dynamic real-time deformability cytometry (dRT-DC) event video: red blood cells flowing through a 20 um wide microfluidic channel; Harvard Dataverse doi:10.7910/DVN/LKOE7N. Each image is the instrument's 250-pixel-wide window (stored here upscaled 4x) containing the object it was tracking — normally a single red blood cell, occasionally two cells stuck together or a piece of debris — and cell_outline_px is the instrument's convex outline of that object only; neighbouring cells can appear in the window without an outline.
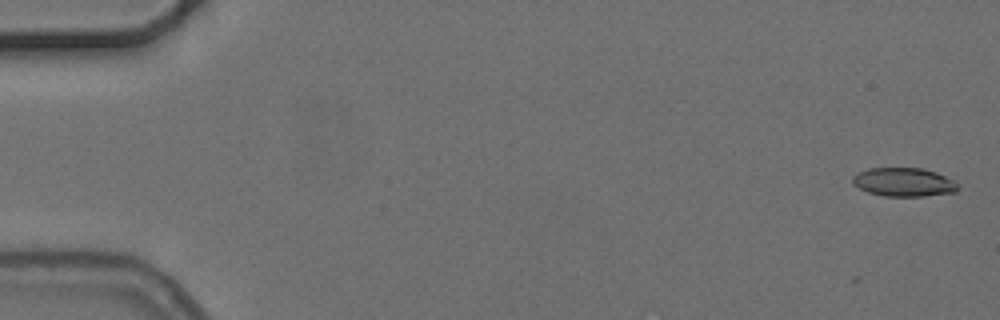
{"species": "common noctule bat (a hibernating species)", "species_latin": "Nyctalus noctula", "temperature_condition": "cold", "stored_images_in_passage": 5, "camera_frame_rate_fps": 3000, "um_per_image_px": 0.085, "animal": {"sex": "female", "body_mass_g": 24.6, "forearm_length_mm": 56.2}, "frame": {"image": 1, "passage_image": 1, "time_ms": 0.0, "image_size_px": [1000, 320], "cell_outline_px": [[960, 188], [956, 192], [924, 196], [884, 196], [868, 192], [852, 184], [852, 176], [868, 168], [924, 168], [936, 172], [952, 180]], "centroid_in_image_um": [76.81, 15.48], "position_along_channel_um": 8.2, "area_um2": 17.57}}
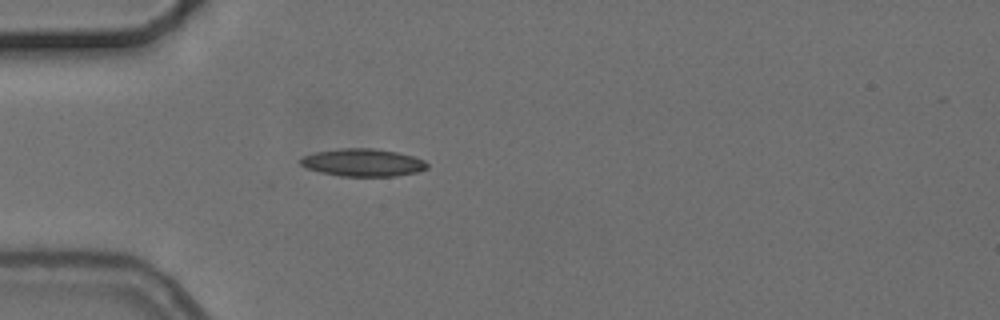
{"frame": {"image": 2, "passage_image": 5, "time_ms": 5.0, "image_size_px": [1000, 320], "cell_outline_px": [[428, 168], [416, 172], [396, 176], [340, 176], [320, 172], [308, 168], [300, 164], [300, 160], [304, 156], [316, 152], [340, 148], [376, 148], [396, 152], [412, 156], [424, 160], [428, 164]], "centroid_in_image_um": [30.86, 13.81], "position_along_channel_um": 54.1, "area_um2": 20.29}}